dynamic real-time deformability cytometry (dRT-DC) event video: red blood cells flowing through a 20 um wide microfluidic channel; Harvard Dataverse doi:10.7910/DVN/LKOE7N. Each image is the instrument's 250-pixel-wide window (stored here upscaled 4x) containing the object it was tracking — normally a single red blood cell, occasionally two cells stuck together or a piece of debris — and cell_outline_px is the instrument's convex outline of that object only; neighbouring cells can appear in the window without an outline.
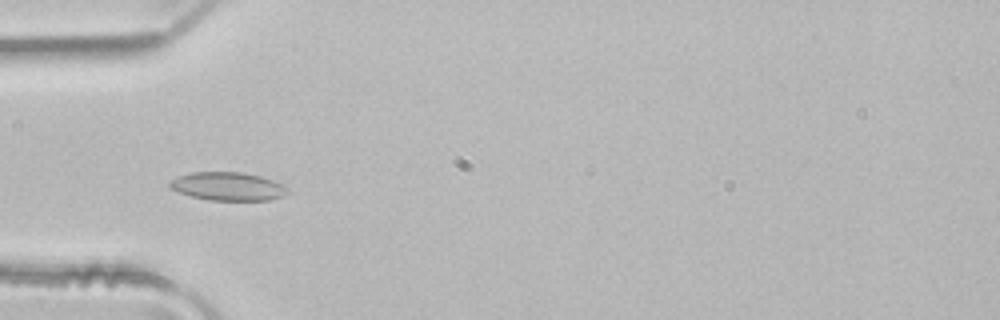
{"species": "common noctule bat (a hibernating species)", "species_latin": "Nyctalus noctula", "temperature_condition": "room temperature", "stored_images_in_passage": 4, "camera_frame_rate_fps": 3000, "um_per_image_px": 0.085, "animal": {"sex": "male", "body_mass_g": 21.5, "forearm_length_mm": 52.0}, "frame": {"image": 1, "passage_image": 4, "time_ms": 1.0, "image_size_px": [1000, 320], "cell_outline_px": [[288, 192], [284, 196], [268, 200], [208, 200], [192, 196], [180, 192], [172, 188], [168, 184], [168, 180], [176, 176], [192, 172], [244, 172], [260, 176], [272, 180], [288, 188]], "centroid_in_image_um": [19.34, 15.83], "position_along_channel_um": 65.7, "area_um2": 19.42}}